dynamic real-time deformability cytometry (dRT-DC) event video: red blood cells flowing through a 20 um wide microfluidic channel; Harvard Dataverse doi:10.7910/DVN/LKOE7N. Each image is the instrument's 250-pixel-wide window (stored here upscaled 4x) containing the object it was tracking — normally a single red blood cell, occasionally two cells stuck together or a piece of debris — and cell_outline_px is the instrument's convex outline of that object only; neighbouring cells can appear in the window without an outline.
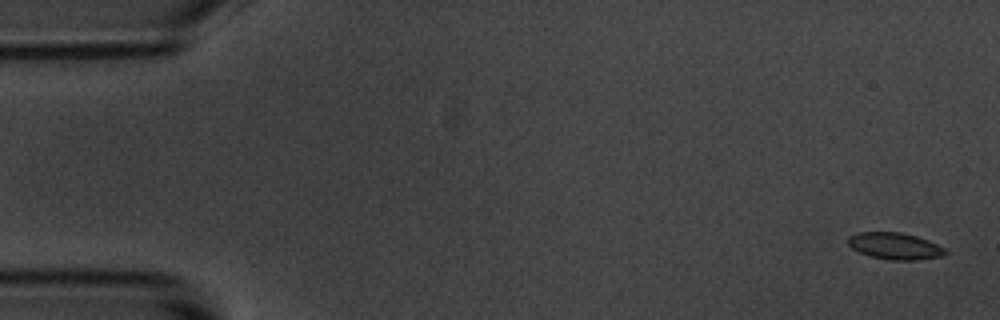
{"species": "common noctule bat (a hibernating species)", "species_latin": "Nyctalus noctula", "temperature_condition": "room temperature", "stored_images_in_passage": 5, "camera_frame_rate_fps": 3000, "um_per_image_px": 0.085, "animal": {"sex": "male", "body_mass_g": 20.1, "forearm_length_mm": 53.5}, "frame": {"image": 1, "passage_image": 1, "time_ms": 0.0, "image_size_px": [1000, 320], "cell_outline_px": [[948, 252], [940, 256], [916, 260], [888, 260], [872, 256], [860, 252], [852, 248], [848, 244], [848, 236], [860, 232], [900, 232], [916, 236], [928, 240], [944, 248]], "centroid_in_image_um": [76.05, 20.91], "position_along_channel_um": 8.9, "area_um2": 14.97}}
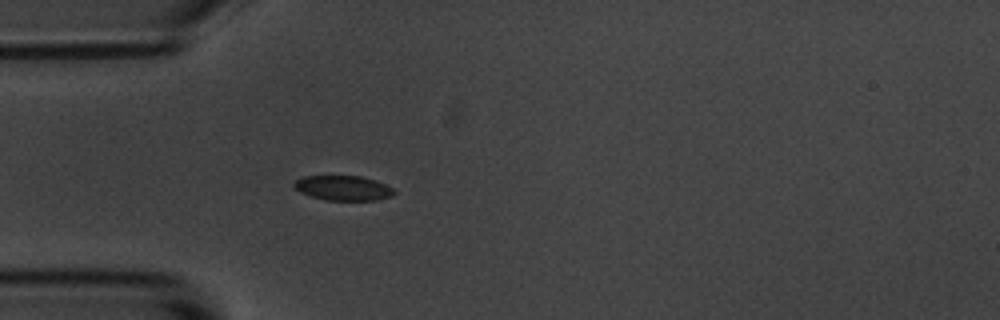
{"frame": {"image": 2, "passage_image": 5, "time_ms": 1.333, "image_size_px": [1000, 320], "cell_outline_px": [[396, 192], [392, 196], [376, 200], [324, 200], [300, 192], [292, 184], [296, 180], [304, 176], [360, 176], [376, 180], [392, 188]], "centroid_in_image_um": [29.18, 15.98], "position_along_channel_um": 55.8, "area_um2": 14.39}}